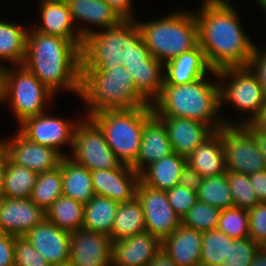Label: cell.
I'll return each instance as SVG.
<instances>
[{"mask_svg": "<svg viewBox=\"0 0 266 266\" xmlns=\"http://www.w3.org/2000/svg\"><path fill=\"white\" fill-rule=\"evenodd\" d=\"M226 176L234 200V207L249 210L259 203L247 174L226 171Z\"/></svg>", "mask_w": 266, "mask_h": 266, "instance_id": "cell-40", "label": "cell"}, {"mask_svg": "<svg viewBox=\"0 0 266 266\" xmlns=\"http://www.w3.org/2000/svg\"><path fill=\"white\" fill-rule=\"evenodd\" d=\"M260 247L250 237L234 239L221 266H250Z\"/></svg>", "mask_w": 266, "mask_h": 266, "instance_id": "cell-41", "label": "cell"}, {"mask_svg": "<svg viewBox=\"0 0 266 266\" xmlns=\"http://www.w3.org/2000/svg\"><path fill=\"white\" fill-rule=\"evenodd\" d=\"M152 105L134 109L103 110L90 118L102 130L108 146L123 165L132 166L139 154L145 122Z\"/></svg>", "mask_w": 266, "mask_h": 266, "instance_id": "cell-7", "label": "cell"}, {"mask_svg": "<svg viewBox=\"0 0 266 266\" xmlns=\"http://www.w3.org/2000/svg\"><path fill=\"white\" fill-rule=\"evenodd\" d=\"M220 78H233L228 85L220 84V101L232 102L238 110L251 112L250 121L241 122L238 125H244L252 122L260 113L264 103L262 88L258 83L256 76L247 67H228L217 71ZM243 123V124H242Z\"/></svg>", "mask_w": 266, "mask_h": 266, "instance_id": "cell-11", "label": "cell"}, {"mask_svg": "<svg viewBox=\"0 0 266 266\" xmlns=\"http://www.w3.org/2000/svg\"><path fill=\"white\" fill-rule=\"evenodd\" d=\"M250 266H266V246L259 248Z\"/></svg>", "mask_w": 266, "mask_h": 266, "instance_id": "cell-54", "label": "cell"}, {"mask_svg": "<svg viewBox=\"0 0 266 266\" xmlns=\"http://www.w3.org/2000/svg\"><path fill=\"white\" fill-rule=\"evenodd\" d=\"M63 195L62 160L56 169L39 173L30 199L44 212Z\"/></svg>", "mask_w": 266, "mask_h": 266, "instance_id": "cell-35", "label": "cell"}, {"mask_svg": "<svg viewBox=\"0 0 266 266\" xmlns=\"http://www.w3.org/2000/svg\"><path fill=\"white\" fill-rule=\"evenodd\" d=\"M247 67L256 76L262 88L264 98L266 99V52L263 53L254 45Z\"/></svg>", "mask_w": 266, "mask_h": 266, "instance_id": "cell-45", "label": "cell"}, {"mask_svg": "<svg viewBox=\"0 0 266 266\" xmlns=\"http://www.w3.org/2000/svg\"><path fill=\"white\" fill-rule=\"evenodd\" d=\"M23 65L52 93L60 87L78 94L80 47L70 39L28 32Z\"/></svg>", "mask_w": 266, "mask_h": 266, "instance_id": "cell-2", "label": "cell"}, {"mask_svg": "<svg viewBox=\"0 0 266 266\" xmlns=\"http://www.w3.org/2000/svg\"><path fill=\"white\" fill-rule=\"evenodd\" d=\"M78 95L88 105L90 117L103 110L134 109L149 106L123 65L111 70H80Z\"/></svg>", "mask_w": 266, "mask_h": 266, "instance_id": "cell-4", "label": "cell"}, {"mask_svg": "<svg viewBox=\"0 0 266 266\" xmlns=\"http://www.w3.org/2000/svg\"><path fill=\"white\" fill-rule=\"evenodd\" d=\"M18 68L0 69V102L10 99L13 112L22 123L28 117L45 113L43 105L53 93L23 64Z\"/></svg>", "mask_w": 266, "mask_h": 266, "instance_id": "cell-8", "label": "cell"}, {"mask_svg": "<svg viewBox=\"0 0 266 266\" xmlns=\"http://www.w3.org/2000/svg\"><path fill=\"white\" fill-rule=\"evenodd\" d=\"M81 70H111L128 60L130 47L142 36L136 20H123L101 32L80 27Z\"/></svg>", "mask_w": 266, "mask_h": 266, "instance_id": "cell-5", "label": "cell"}, {"mask_svg": "<svg viewBox=\"0 0 266 266\" xmlns=\"http://www.w3.org/2000/svg\"><path fill=\"white\" fill-rule=\"evenodd\" d=\"M162 241L143 232L112 242V266H148L161 250Z\"/></svg>", "mask_w": 266, "mask_h": 266, "instance_id": "cell-20", "label": "cell"}, {"mask_svg": "<svg viewBox=\"0 0 266 266\" xmlns=\"http://www.w3.org/2000/svg\"><path fill=\"white\" fill-rule=\"evenodd\" d=\"M1 141L8 157L16 164L24 166L37 174L56 169L60 166L62 152L30 141L20 131L12 140Z\"/></svg>", "mask_w": 266, "mask_h": 266, "instance_id": "cell-14", "label": "cell"}, {"mask_svg": "<svg viewBox=\"0 0 266 266\" xmlns=\"http://www.w3.org/2000/svg\"><path fill=\"white\" fill-rule=\"evenodd\" d=\"M119 204L108 197L95 195L84 206L82 228L109 236Z\"/></svg>", "mask_w": 266, "mask_h": 266, "instance_id": "cell-30", "label": "cell"}, {"mask_svg": "<svg viewBox=\"0 0 266 266\" xmlns=\"http://www.w3.org/2000/svg\"><path fill=\"white\" fill-rule=\"evenodd\" d=\"M258 4H260V6H262L263 9H265L266 11V0H257Z\"/></svg>", "mask_w": 266, "mask_h": 266, "instance_id": "cell-55", "label": "cell"}, {"mask_svg": "<svg viewBox=\"0 0 266 266\" xmlns=\"http://www.w3.org/2000/svg\"><path fill=\"white\" fill-rule=\"evenodd\" d=\"M148 266H177V265L161 248V250L154 256L153 260L148 264Z\"/></svg>", "mask_w": 266, "mask_h": 266, "instance_id": "cell-51", "label": "cell"}, {"mask_svg": "<svg viewBox=\"0 0 266 266\" xmlns=\"http://www.w3.org/2000/svg\"><path fill=\"white\" fill-rule=\"evenodd\" d=\"M38 174L14 163L9 157L4 171L2 197L29 199Z\"/></svg>", "mask_w": 266, "mask_h": 266, "instance_id": "cell-33", "label": "cell"}, {"mask_svg": "<svg viewBox=\"0 0 266 266\" xmlns=\"http://www.w3.org/2000/svg\"><path fill=\"white\" fill-rule=\"evenodd\" d=\"M205 79L203 76L191 83L163 85L161 94L151 104L154 114L157 117L194 119L209 125L214 131L232 125L216 119L221 108L220 84Z\"/></svg>", "mask_w": 266, "mask_h": 266, "instance_id": "cell-3", "label": "cell"}, {"mask_svg": "<svg viewBox=\"0 0 266 266\" xmlns=\"http://www.w3.org/2000/svg\"><path fill=\"white\" fill-rule=\"evenodd\" d=\"M244 126L254 135L259 150L266 159V131L256 128L252 123L248 122Z\"/></svg>", "mask_w": 266, "mask_h": 266, "instance_id": "cell-50", "label": "cell"}, {"mask_svg": "<svg viewBox=\"0 0 266 266\" xmlns=\"http://www.w3.org/2000/svg\"><path fill=\"white\" fill-rule=\"evenodd\" d=\"M95 195L105 196L119 203L132 200L136 196L140 174L132 167L121 165L119 168L91 171Z\"/></svg>", "mask_w": 266, "mask_h": 266, "instance_id": "cell-17", "label": "cell"}, {"mask_svg": "<svg viewBox=\"0 0 266 266\" xmlns=\"http://www.w3.org/2000/svg\"><path fill=\"white\" fill-rule=\"evenodd\" d=\"M69 262L73 266H112V240L83 228L71 233Z\"/></svg>", "mask_w": 266, "mask_h": 266, "instance_id": "cell-15", "label": "cell"}, {"mask_svg": "<svg viewBox=\"0 0 266 266\" xmlns=\"http://www.w3.org/2000/svg\"><path fill=\"white\" fill-rule=\"evenodd\" d=\"M226 171L248 176L266 169V159L259 150L254 135L244 125H225L221 128Z\"/></svg>", "mask_w": 266, "mask_h": 266, "instance_id": "cell-10", "label": "cell"}, {"mask_svg": "<svg viewBox=\"0 0 266 266\" xmlns=\"http://www.w3.org/2000/svg\"><path fill=\"white\" fill-rule=\"evenodd\" d=\"M24 237L52 266L69 262L71 234L46 218Z\"/></svg>", "mask_w": 266, "mask_h": 266, "instance_id": "cell-19", "label": "cell"}, {"mask_svg": "<svg viewBox=\"0 0 266 266\" xmlns=\"http://www.w3.org/2000/svg\"><path fill=\"white\" fill-rule=\"evenodd\" d=\"M202 176L188 163L184 166L178 185L185 186L189 190L197 192L202 182Z\"/></svg>", "mask_w": 266, "mask_h": 266, "instance_id": "cell-47", "label": "cell"}, {"mask_svg": "<svg viewBox=\"0 0 266 266\" xmlns=\"http://www.w3.org/2000/svg\"><path fill=\"white\" fill-rule=\"evenodd\" d=\"M45 113L26 118L20 123V132L30 141L61 152L59 146L68 142L73 145L74 125Z\"/></svg>", "mask_w": 266, "mask_h": 266, "instance_id": "cell-16", "label": "cell"}, {"mask_svg": "<svg viewBox=\"0 0 266 266\" xmlns=\"http://www.w3.org/2000/svg\"><path fill=\"white\" fill-rule=\"evenodd\" d=\"M55 266H73L70 262L65 263V264H61V265H55Z\"/></svg>", "mask_w": 266, "mask_h": 266, "instance_id": "cell-56", "label": "cell"}, {"mask_svg": "<svg viewBox=\"0 0 266 266\" xmlns=\"http://www.w3.org/2000/svg\"><path fill=\"white\" fill-rule=\"evenodd\" d=\"M14 266H52L24 236H15Z\"/></svg>", "mask_w": 266, "mask_h": 266, "instance_id": "cell-42", "label": "cell"}, {"mask_svg": "<svg viewBox=\"0 0 266 266\" xmlns=\"http://www.w3.org/2000/svg\"><path fill=\"white\" fill-rule=\"evenodd\" d=\"M256 128L266 131V99L258 116L251 122Z\"/></svg>", "mask_w": 266, "mask_h": 266, "instance_id": "cell-53", "label": "cell"}, {"mask_svg": "<svg viewBox=\"0 0 266 266\" xmlns=\"http://www.w3.org/2000/svg\"><path fill=\"white\" fill-rule=\"evenodd\" d=\"M220 212L221 210L214 206L197 201L181 219V224L200 232L214 230L217 228Z\"/></svg>", "mask_w": 266, "mask_h": 266, "instance_id": "cell-38", "label": "cell"}, {"mask_svg": "<svg viewBox=\"0 0 266 266\" xmlns=\"http://www.w3.org/2000/svg\"><path fill=\"white\" fill-rule=\"evenodd\" d=\"M137 24L150 54L163 64L198 45L195 12H177L156 21H137Z\"/></svg>", "mask_w": 266, "mask_h": 266, "instance_id": "cell-6", "label": "cell"}, {"mask_svg": "<svg viewBox=\"0 0 266 266\" xmlns=\"http://www.w3.org/2000/svg\"><path fill=\"white\" fill-rule=\"evenodd\" d=\"M136 197L142 205L148 233L162 241L179 228L181 218L171 207L166 191L150 188L139 181Z\"/></svg>", "mask_w": 266, "mask_h": 266, "instance_id": "cell-12", "label": "cell"}, {"mask_svg": "<svg viewBox=\"0 0 266 266\" xmlns=\"http://www.w3.org/2000/svg\"><path fill=\"white\" fill-rule=\"evenodd\" d=\"M172 153L173 149L164 123L153 114L144 124L139 154L131 167L140 174L145 164L148 167Z\"/></svg>", "mask_w": 266, "mask_h": 266, "instance_id": "cell-22", "label": "cell"}, {"mask_svg": "<svg viewBox=\"0 0 266 266\" xmlns=\"http://www.w3.org/2000/svg\"><path fill=\"white\" fill-rule=\"evenodd\" d=\"M249 237L261 247L266 246V202L248 210Z\"/></svg>", "mask_w": 266, "mask_h": 266, "instance_id": "cell-43", "label": "cell"}, {"mask_svg": "<svg viewBox=\"0 0 266 266\" xmlns=\"http://www.w3.org/2000/svg\"><path fill=\"white\" fill-rule=\"evenodd\" d=\"M233 240L217 229L202 232L201 266H221Z\"/></svg>", "mask_w": 266, "mask_h": 266, "instance_id": "cell-37", "label": "cell"}, {"mask_svg": "<svg viewBox=\"0 0 266 266\" xmlns=\"http://www.w3.org/2000/svg\"><path fill=\"white\" fill-rule=\"evenodd\" d=\"M7 160H8L7 150L0 140V199L2 198L3 178H4V171L6 168Z\"/></svg>", "mask_w": 266, "mask_h": 266, "instance_id": "cell-52", "label": "cell"}, {"mask_svg": "<svg viewBox=\"0 0 266 266\" xmlns=\"http://www.w3.org/2000/svg\"><path fill=\"white\" fill-rule=\"evenodd\" d=\"M27 33L19 25L0 21V58L12 62L15 67L22 65L26 54ZM2 67L0 65V69Z\"/></svg>", "mask_w": 266, "mask_h": 266, "instance_id": "cell-34", "label": "cell"}, {"mask_svg": "<svg viewBox=\"0 0 266 266\" xmlns=\"http://www.w3.org/2000/svg\"><path fill=\"white\" fill-rule=\"evenodd\" d=\"M166 192L171 207L181 219H183L187 212L198 201L197 192L189 190L182 185H175Z\"/></svg>", "mask_w": 266, "mask_h": 266, "instance_id": "cell-44", "label": "cell"}, {"mask_svg": "<svg viewBox=\"0 0 266 266\" xmlns=\"http://www.w3.org/2000/svg\"><path fill=\"white\" fill-rule=\"evenodd\" d=\"M195 14L198 45L210 67L218 71L228 67L247 66L253 43L239 22L238 15L226 0H205Z\"/></svg>", "mask_w": 266, "mask_h": 266, "instance_id": "cell-1", "label": "cell"}, {"mask_svg": "<svg viewBox=\"0 0 266 266\" xmlns=\"http://www.w3.org/2000/svg\"><path fill=\"white\" fill-rule=\"evenodd\" d=\"M158 118L164 123L173 152L186 158L215 132L209 125L194 119Z\"/></svg>", "mask_w": 266, "mask_h": 266, "instance_id": "cell-21", "label": "cell"}, {"mask_svg": "<svg viewBox=\"0 0 266 266\" xmlns=\"http://www.w3.org/2000/svg\"><path fill=\"white\" fill-rule=\"evenodd\" d=\"M71 157L90 171L119 168L122 163L108 146L99 126L87 117L75 125Z\"/></svg>", "mask_w": 266, "mask_h": 266, "instance_id": "cell-9", "label": "cell"}, {"mask_svg": "<svg viewBox=\"0 0 266 266\" xmlns=\"http://www.w3.org/2000/svg\"><path fill=\"white\" fill-rule=\"evenodd\" d=\"M73 22L83 20L101 28H113L123 19L104 0H66Z\"/></svg>", "mask_w": 266, "mask_h": 266, "instance_id": "cell-29", "label": "cell"}, {"mask_svg": "<svg viewBox=\"0 0 266 266\" xmlns=\"http://www.w3.org/2000/svg\"><path fill=\"white\" fill-rule=\"evenodd\" d=\"M163 85H182L191 83L206 75V71L217 76L206 60L204 51L199 45L194 49L180 54L178 57L164 64Z\"/></svg>", "mask_w": 266, "mask_h": 266, "instance_id": "cell-23", "label": "cell"}, {"mask_svg": "<svg viewBox=\"0 0 266 266\" xmlns=\"http://www.w3.org/2000/svg\"><path fill=\"white\" fill-rule=\"evenodd\" d=\"M187 163L192 166L202 178L226 173L221 129L215 131L187 156Z\"/></svg>", "mask_w": 266, "mask_h": 266, "instance_id": "cell-26", "label": "cell"}, {"mask_svg": "<svg viewBox=\"0 0 266 266\" xmlns=\"http://www.w3.org/2000/svg\"><path fill=\"white\" fill-rule=\"evenodd\" d=\"M259 202H266V169L249 176Z\"/></svg>", "mask_w": 266, "mask_h": 266, "instance_id": "cell-48", "label": "cell"}, {"mask_svg": "<svg viewBox=\"0 0 266 266\" xmlns=\"http://www.w3.org/2000/svg\"><path fill=\"white\" fill-rule=\"evenodd\" d=\"M146 232L143 208L138 198L120 203L114 218L110 239L113 241Z\"/></svg>", "mask_w": 266, "mask_h": 266, "instance_id": "cell-31", "label": "cell"}, {"mask_svg": "<svg viewBox=\"0 0 266 266\" xmlns=\"http://www.w3.org/2000/svg\"><path fill=\"white\" fill-rule=\"evenodd\" d=\"M202 232L182 224L162 240V249L177 266H201Z\"/></svg>", "mask_w": 266, "mask_h": 266, "instance_id": "cell-24", "label": "cell"}, {"mask_svg": "<svg viewBox=\"0 0 266 266\" xmlns=\"http://www.w3.org/2000/svg\"><path fill=\"white\" fill-rule=\"evenodd\" d=\"M85 204L66 196H60L45 212V218L70 234L82 229Z\"/></svg>", "mask_w": 266, "mask_h": 266, "instance_id": "cell-32", "label": "cell"}, {"mask_svg": "<svg viewBox=\"0 0 266 266\" xmlns=\"http://www.w3.org/2000/svg\"><path fill=\"white\" fill-rule=\"evenodd\" d=\"M123 66L130 73L137 90L149 101L156 99L162 91L164 64L155 59L142 37L130 47L128 60Z\"/></svg>", "mask_w": 266, "mask_h": 266, "instance_id": "cell-13", "label": "cell"}, {"mask_svg": "<svg viewBox=\"0 0 266 266\" xmlns=\"http://www.w3.org/2000/svg\"><path fill=\"white\" fill-rule=\"evenodd\" d=\"M15 236L0 231V266H14Z\"/></svg>", "mask_w": 266, "mask_h": 266, "instance_id": "cell-46", "label": "cell"}, {"mask_svg": "<svg viewBox=\"0 0 266 266\" xmlns=\"http://www.w3.org/2000/svg\"><path fill=\"white\" fill-rule=\"evenodd\" d=\"M198 201L220 210L234 207L226 173L203 178L197 191Z\"/></svg>", "mask_w": 266, "mask_h": 266, "instance_id": "cell-36", "label": "cell"}, {"mask_svg": "<svg viewBox=\"0 0 266 266\" xmlns=\"http://www.w3.org/2000/svg\"><path fill=\"white\" fill-rule=\"evenodd\" d=\"M187 158L177 153H172L153 162L148 170L140 173V181L146 186L162 191H168L178 185L179 178Z\"/></svg>", "mask_w": 266, "mask_h": 266, "instance_id": "cell-27", "label": "cell"}, {"mask_svg": "<svg viewBox=\"0 0 266 266\" xmlns=\"http://www.w3.org/2000/svg\"><path fill=\"white\" fill-rule=\"evenodd\" d=\"M216 229L234 239L249 237L248 210L237 207L221 210Z\"/></svg>", "mask_w": 266, "mask_h": 266, "instance_id": "cell-39", "label": "cell"}, {"mask_svg": "<svg viewBox=\"0 0 266 266\" xmlns=\"http://www.w3.org/2000/svg\"><path fill=\"white\" fill-rule=\"evenodd\" d=\"M123 20H133L131 0H104Z\"/></svg>", "mask_w": 266, "mask_h": 266, "instance_id": "cell-49", "label": "cell"}, {"mask_svg": "<svg viewBox=\"0 0 266 266\" xmlns=\"http://www.w3.org/2000/svg\"><path fill=\"white\" fill-rule=\"evenodd\" d=\"M39 6L43 24L35 30L70 39L81 48L83 39L72 28L74 22L66 0H42Z\"/></svg>", "mask_w": 266, "mask_h": 266, "instance_id": "cell-25", "label": "cell"}, {"mask_svg": "<svg viewBox=\"0 0 266 266\" xmlns=\"http://www.w3.org/2000/svg\"><path fill=\"white\" fill-rule=\"evenodd\" d=\"M62 189L63 196L83 204L95 196L91 171L67 155L62 158Z\"/></svg>", "mask_w": 266, "mask_h": 266, "instance_id": "cell-28", "label": "cell"}, {"mask_svg": "<svg viewBox=\"0 0 266 266\" xmlns=\"http://www.w3.org/2000/svg\"><path fill=\"white\" fill-rule=\"evenodd\" d=\"M45 219V212L32 200L0 199V231L14 236L26 235Z\"/></svg>", "mask_w": 266, "mask_h": 266, "instance_id": "cell-18", "label": "cell"}]
</instances>
